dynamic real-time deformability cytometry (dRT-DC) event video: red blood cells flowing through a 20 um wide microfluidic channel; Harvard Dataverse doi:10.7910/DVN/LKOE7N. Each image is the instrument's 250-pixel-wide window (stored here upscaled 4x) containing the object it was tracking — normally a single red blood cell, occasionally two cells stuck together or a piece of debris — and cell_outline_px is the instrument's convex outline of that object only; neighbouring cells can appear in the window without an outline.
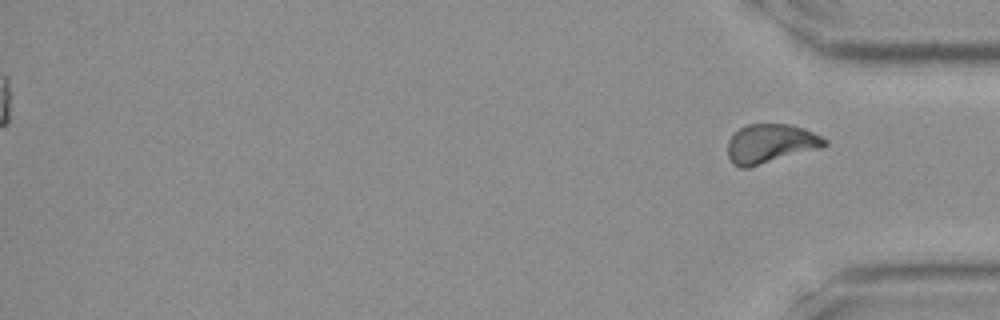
{"species": "Egyptian fruit bat (a non-hibernating species)", "species_latin": "Rousettus aegyptiacus", "temperature_condition": "room temperature", "stored_images_in_passage": 38, "segment_of_instrument_passage": [2, 2], "camera_frame_rate_fps": 3000, "um_per_image_px": 0.085, "frame": {"image": 1, "passage_image": 38, "time_ms": 12.333, "image_size_px": [1000, 320], "cell_outline_px": [[828, 144], [820, 148], [748, 168], [740, 168], [732, 164], [728, 156], [728, 140], [740, 128], [748, 124], [792, 124], [804, 128], [828, 140]], "centroid_in_image_um": [65.49, 12.21], "position_along_channel_um": 369.7, "area_um2": 22.08}}